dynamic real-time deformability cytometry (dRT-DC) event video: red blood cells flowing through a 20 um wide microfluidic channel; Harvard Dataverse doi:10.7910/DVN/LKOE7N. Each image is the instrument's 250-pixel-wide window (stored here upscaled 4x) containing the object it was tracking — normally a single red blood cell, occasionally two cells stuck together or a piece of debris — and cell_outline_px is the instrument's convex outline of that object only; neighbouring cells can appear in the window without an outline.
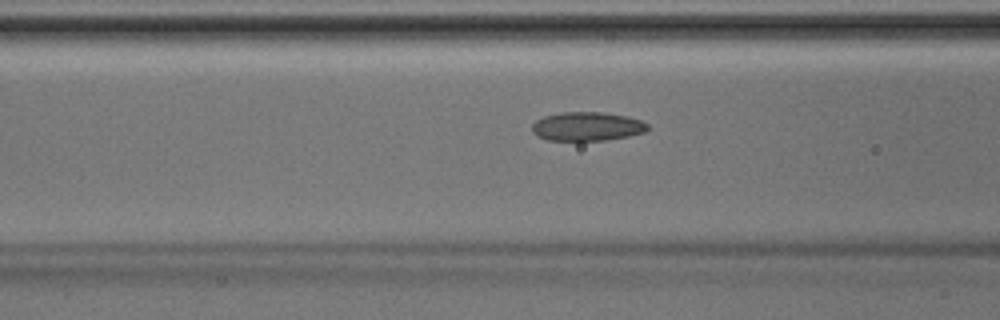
{"species": "Egyptian fruit bat (a non-hibernating species)", "species_latin": "Rousettus aegyptiacus", "temperature_condition": "room temperature", "stored_images_in_passage": 16, "camera_frame_rate_fps": 3000, "um_per_image_px": 0.085, "animal": {"sex": "male"}, "frame": {"image": 1, "passage_image": 14, "time_ms": 4.333, "image_size_px": [1000, 320], "cell_outline_px": [[648, 128], [644, 132], [628, 136], [604, 140], [548, 140], [536, 136], [532, 132], [532, 124], [536, 120], [544, 116], [560, 112], [604, 112], [628, 116], [640, 120], [648, 124]], "centroid_in_image_um": [49.88, 10.74], "position_along_channel_um": 116.7, "area_um2": 19.48}}